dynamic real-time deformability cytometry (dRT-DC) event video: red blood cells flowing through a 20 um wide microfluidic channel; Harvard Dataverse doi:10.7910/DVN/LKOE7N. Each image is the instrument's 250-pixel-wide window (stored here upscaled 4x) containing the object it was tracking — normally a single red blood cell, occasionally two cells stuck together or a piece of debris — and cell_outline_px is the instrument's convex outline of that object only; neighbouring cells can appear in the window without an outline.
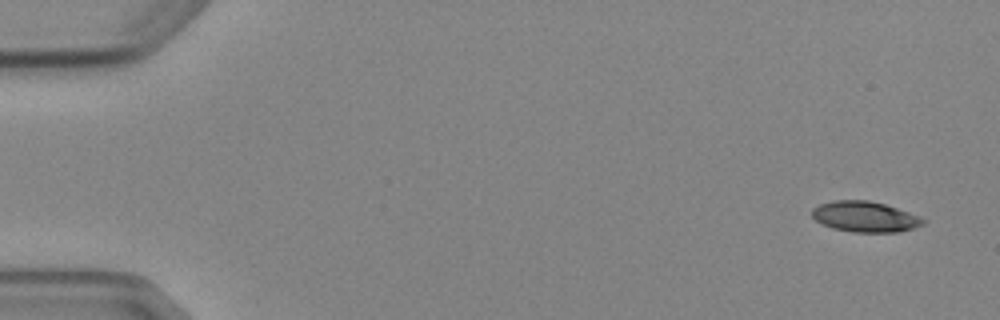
{"species": "Egyptian fruit bat (a non-hibernating species)", "species_latin": "Rousettus aegyptiacus", "temperature_condition": "cold", "stored_images_in_passage": 5, "camera_frame_rate_fps": 3000, "um_per_image_px": 0.085, "animal": {"sex": "female"}, "frame": {"image": 1, "passage_image": 1, "time_ms": 0.0, "image_size_px": [1000, 320], "cell_outline_px": [[924, 224], [900, 232], [852, 232], [832, 228], [820, 224], [812, 216], [812, 208], [820, 204], [832, 200], [868, 200], [884, 204], [920, 216], [924, 220]], "centroid_in_image_um": [73.48, 18.42], "position_along_channel_um": 11.5, "area_um2": 19.83}}
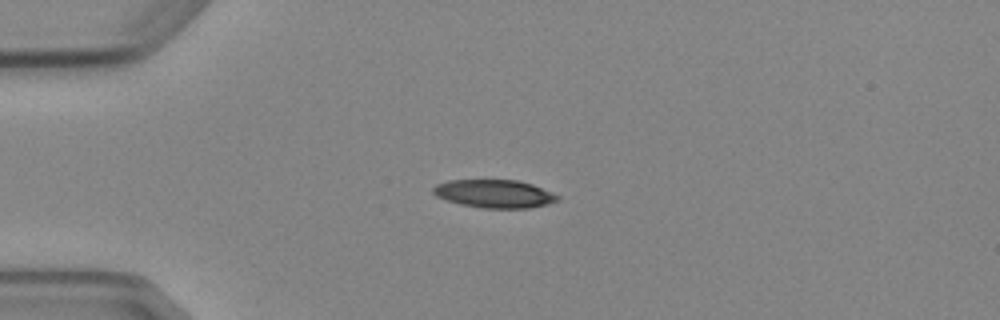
{"frame": {"image": 2, "passage_image": 4, "time_ms": 3.667, "image_size_px": [1000, 320], "cell_outline_px": [[560, 200], [548, 204], [528, 208], [484, 208], [460, 204], [436, 196], [432, 192], [432, 188], [436, 184], [448, 180], [516, 180], [532, 184], [552, 192], [560, 196]], "centroid_in_image_um": [42.04, 16.46], "position_along_channel_um": 43.0, "area_um2": 20.4}}